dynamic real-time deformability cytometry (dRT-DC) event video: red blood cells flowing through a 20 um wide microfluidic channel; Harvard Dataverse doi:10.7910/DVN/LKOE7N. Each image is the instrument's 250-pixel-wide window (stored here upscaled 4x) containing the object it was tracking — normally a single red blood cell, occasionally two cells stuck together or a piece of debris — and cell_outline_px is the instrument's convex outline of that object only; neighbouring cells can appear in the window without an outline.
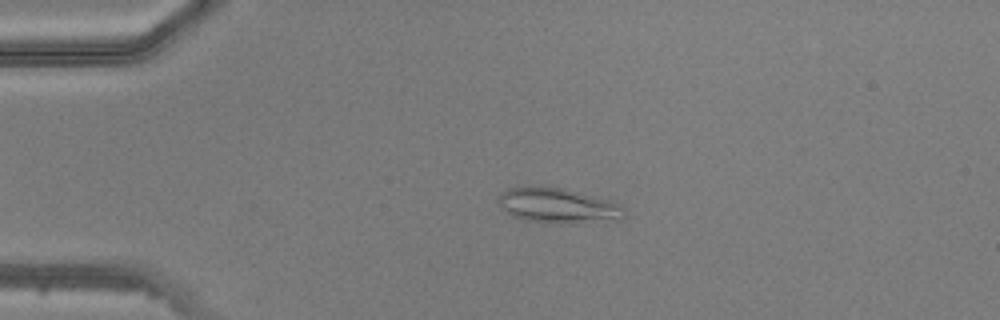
{"species": "common noctule bat (a hibernating species)", "species_latin": "Nyctalus noctula", "temperature_condition": "warm", "stored_images_in_passage": 37, "camera_frame_rate_fps": 3000, "um_per_image_px": 0.085, "animal": {"sex": "male", "body_mass_g": 20.5, "forearm_length_mm": 52.5}, "frame": {"image": 1, "passage_image": 1, "time_ms": 0.0, "image_size_px": [1000, 320], "cell_outline_px": [[624, 216], [620, 220], [528, 220], [512, 216], [500, 204], [496, 196], [508, 188], [524, 184], [544, 184], [564, 188], [608, 200], [620, 204], [624, 208]], "centroid_in_image_um": [47.33, 17.36], "position_along_channel_um": 37.7, "area_um2": 24.97}}
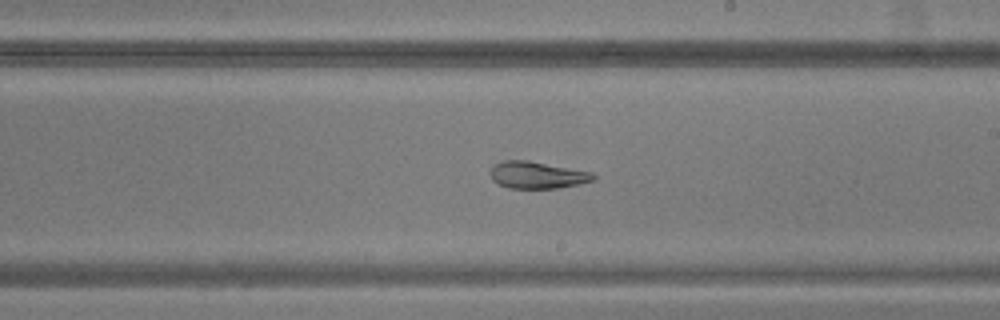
{"frame": {"image": 2, "passage_image": 18, "time_ms": 5.667, "image_size_px": [1000, 320], "cell_outline_px": [[596, 180], [580, 184], [556, 188], [508, 188], [496, 184], [492, 180], [488, 172], [492, 164], [504, 160], [528, 160], [592, 172], [596, 176]], "centroid_in_image_um": [45.61, 14.87], "position_along_channel_um": 243.4, "area_um2": 16.53}}
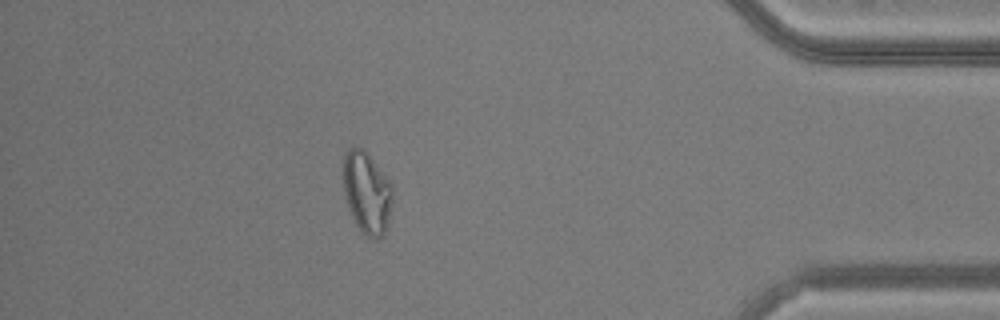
{"frame": {"image": 3, "passage_image": 32, "time_ms": 10.333, "image_size_px": [1000, 320], "cell_outline_px": [[392, 204], [388, 224], [384, 236], [380, 240], [376, 240], [360, 232], [352, 216], [344, 192], [344, 156], [348, 148], [352, 144], [356, 144], [364, 148], [392, 184]], "centroid_in_image_um": [31.2, 16.37], "position_along_channel_um": 404.0, "area_um2": 23.87}}